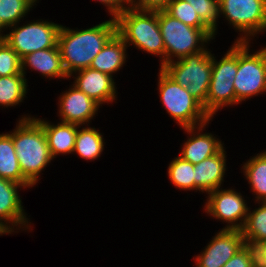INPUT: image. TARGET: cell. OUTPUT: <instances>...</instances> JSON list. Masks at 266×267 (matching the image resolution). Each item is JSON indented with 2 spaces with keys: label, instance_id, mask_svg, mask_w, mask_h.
Instances as JSON below:
<instances>
[{
  "label": "cell",
  "instance_id": "1",
  "mask_svg": "<svg viewBox=\"0 0 266 267\" xmlns=\"http://www.w3.org/2000/svg\"><path fill=\"white\" fill-rule=\"evenodd\" d=\"M115 33V18L82 30L61 25L57 46L68 76L90 67L94 57Z\"/></svg>",
  "mask_w": 266,
  "mask_h": 267
},
{
  "label": "cell",
  "instance_id": "2",
  "mask_svg": "<svg viewBox=\"0 0 266 267\" xmlns=\"http://www.w3.org/2000/svg\"><path fill=\"white\" fill-rule=\"evenodd\" d=\"M24 178L34 187L40 174L53 161L42 125L32 115H22L8 133Z\"/></svg>",
  "mask_w": 266,
  "mask_h": 267
},
{
  "label": "cell",
  "instance_id": "3",
  "mask_svg": "<svg viewBox=\"0 0 266 267\" xmlns=\"http://www.w3.org/2000/svg\"><path fill=\"white\" fill-rule=\"evenodd\" d=\"M116 33L125 44L160 57L165 65V46L158 22V11H144L127 7L116 18Z\"/></svg>",
  "mask_w": 266,
  "mask_h": 267
},
{
  "label": "cell",
  "instance_id": "4",
  "mask_svg": "<svg viewBox=\"0 0 266 267\" xmlns=\"http://www.w3.org/2000/svg\"><path fill=\"white\" fill-rule=\"evenodd\" d=\"M158 92L160 101L168 115L180 126L196 127L213 121L205 112L203 105L193 97L187 88L172 79L159 68Z\"/></svg>",
  "mask_w": 266,
  "mask_h": 267
},
{
  "label": "cell",
  "instance_id": "5",
  "mask_svg": "<svg viewBox=\"0 0 266 267\" xmlns=\"http://www.w3.org/2000/svg\"><path fill=\"white\" fill-rule=\"evenodd\" d=\"M158 22L165 46V64L200 52L215 39L208 28L186 25L165 10L158 11Z\"/></svg>",
  "mask_w": 266,
  "mask_h": 267
},
{
  "label": "cell",
  "instance_id": "6",
  "mask_svg": "<svg viewBox=\"0 0 266 267\" xmlns=\"http://www.w3.org/2000/svg\"><path fill=\"white\" fill-rule=\"evenodd\" d=\"M204 50L165 64L162 69L178 84L187 88L206 112V98L212 76V51Z\"/></svg>",
  "mask_w": 266,
  "mask_h": 267
},
{
  "label": "cell",
  "instance_id": "7",
  "mask_svg": "<svg viewBox=\"0 0 266 267\" xmlns=\"http://www.w3.org/2000/svg\"><path fill=\"white\" fill-rule=\"evenodd\" d=\"M212 54V76L206 98V113L213 119L224 107L236 106L234 79L238 70V42L217 61Z\"/></svg>",
  "mask_w": 266,
  "mask_h": 267
},
{
  "label": "cell",
  "instance_id": "8",
  "mask_svg": "<svg viewBox=\"0 0 266 267\" xmlns=\"http://www.w3.org/2000/svg\"><path fill=\"white\" fill-rule=\"evenodd\" d=\"M252 42H238V70L234 79L236 104L266 93V46L250 53Z\"/></svg>",
  "mask_w": 266,
  "mask_h": 267
},
{
  "label": "cell",
  "instance_id": "9",
  "mask_svg": "<svg viewBox=\"0 0 266 267\" xmlns=\"http://www.w3.org/2000/svg\"><path fill=\"white\" fill-rule=\"evenodd\" d=\"M220 15L239 32L235 42H250L266 32V0H219Z\"/></svg>",
  "mask_w": 266,
  "mask_h": 267
},
{
  "label": "cell",
  "instance_id": "10",
  "mask_svg": "<svg viewBox=\"0 0 266 267\" xmlns=\"http://www.w3.org/2000/svg\"><path fill=\"white\" fill-rule=\"evenodd\" d=\"M24 22L23 25H20L19 22L7 28L9 32L5 34L3 39L20 58L29 53L53 48L57 45L61 24L43 19Z\"/></svg>",
  "mask_w": 266,
  "mask_h": 267
},
{
  "label": "cell",
  "instance_id": "11",
  "mask_svg": "<svg viewBox=\"0 0 266 267\" xmlns=\"http://www.w3.org/2000/svg\"><path fill=\"white\" fill-rule=\"evenodd\" d=\"M204 211L211 218L227 223L222 229L242 230L249 206L241 192L234 188H218L206 194Z\"/></svg>",
  "mask_w": 266,
  "mask_h": 267
},
{
  "label": "cell",
  "instance_id": "12",
  "mask_svg": "<svg viewBox=\"0 0 266 267\" xmlns=\"http://www.w3.org/2000/svg\"><path fill=\"white\" fill-rule=\"evenodd\" d=\"M244 245L242 231L220 229L193 261L196 267H222Z\"/></svg>",
  "mask_w": 266,
  "mask_h": 267
},
{
  "label": "cell",
  "instance_id": "13",
  "mask_svg": "<svg viewBox=\"0 0 266 267\" xmlns=\"http://www.w3.org/2000/svg\"><path fill=\"white\" fill-rule=\"evenodd\" d=\"M19 188L25 189L22 184L0 177V223L11 233H18L21 229L33 230L23 208Z\"/></svg>",
  "mask_w": 266,
  "mask_h": 267
},
{
  "label": "cell",
  "instance_id": "14",
  "mask_svg": "<svg viewBox=\"0 0 266 267\" xmlns=\"http://www.w3.org/2000/svg\"><path fill=\"white\" fill-rule=\"evenodd\" d=\"M70 86L58 98L59 120L79 126L90 125L101 106L73 84Z\"/></svg>",
  "mask_w": 266,
  "mask_h": 267
},
{
  "label": "cell",
  "instance_id": "15",
  "mask_svg": "<svg viewBox=\"0 0 266 267\" xmlns=\"http://www.w3.org/2000/svg\"><path fill=\"white\" fill-rule=\"evenodd\" d=\"M71 77L74 79L72 84L100 106L105 103L111 104L118 98L117 84L110 75L88 67L74 72L70 75V79Z\"/></svg>",
  "mask_w": 266,
  "mask_h": 267
},
{
  "label": "cell",
  "instance_id": "16",
  "mask_svg": "<svg viewBox=\"0 0 266 267\" xmlns=\"http://www.w3.org/2000/svg\"><path fill=\"white\" fill-rule=\"evenodd\" d=\"M209 124L207 122L196 127L181 128L190 137L187 136V140L181 145L179 156L193 165L217 154L224 147V143L214 134L203 132Z\"/></svg>",
  "mask_w": 266,
  "mask_h": 267
},
{
  "label": "cell",
  "instance_id": "17",
  "mask_svg": "<svg viewBox=\"0 0 266 267\" xmlns=\"http://www.w3.org/2000/svg\"><path fill=\"white\" fill-rule=\"evenodd\" d=\"M225 150V147H223L217 154L194 165L195 192L199 191L207 194L223 186L225 171H227V153Z\"/></svg>",
  "mask_w": 266,
  "mask_h": 267
},
{
  "label": "cell",
  "instance_id": "18",
  "mask_svg": "<svg viewBox=\"0 0 266 267\" xmlns=\"http://www.w3.org/2000/svg\"><path fill=\"white\" fill-rule=\"evenodd\" d=\"M27 68L39 72L45 78L69 79L58 46L38 50L21 58V70L26 77Z\"/></svg>",
  "mask_w": 266,
  "mask_h": 267
},
{
  "label": "cell",
  "instance_id": "19",
  "mask_svg": "<svg viewBox=\"0 0 266 267\" xmlns=\"http://www.w3.org/2000/svg\"><path fill=\"white\" fill-rule=\"evenodd\" d=\"M43 127L44 133L46 135L48 147L52 158H57L56 156L72 154L76 135L78 131V125L57 122L54 124L51 121H46V119H41L34 117ZM50 122V123H49Z\"/></svg>",
  "mask_w": 266,
  "mask_h": 267
},
{
  "label": "cell",
  "instance_id": "20",
  "mask_svg": "<svg viewBox=\"0 0 266 267\" xmlns=\"http://www.w3.org/2000/svg\"><path fill=\"white\" fill-rule=\"evenodd\" d=\"M127 49L123 39L115 33L94 57L90 68L115 77L113 75L120 71L127 61Z\"/></svg>",
  "mask_w": 266,
  "mask_h": 267
},
{
  "label": "cell",
  "instance_id": "21",
  "mask_svg": "<svg viewBox=\"0 0 266 267\" xmlns=\"http://www.w3.org/2000/svg\"><path fill=\"white\" fill-rule=\"evenodd\" d=\"M254 195V203L266 202V150L254 155L241 168Z\"/></svg>",
  "mask_w": 266,
  "mask_h": 267
},
{
  "label": "cell",
  "instance_id": "22",
  "mask_svg": "<svg viewBox=\"0 0 266 267\" xmlns=\"http://www.w3.org/2000/svg\"><path fill=\"white\" fill-rule=\"evenodd\" d=\"M0 177L22 184L25 188L33 186L24 178L8 132L0 134Z\"/></svg>",
  "mask_w": 266,
  "mask_h": 267
},
{
  "label": "cell",
  "instance_id": "23",
  "mask_svg": "<svg viewBox=\"0 0 266 267\" xmlns=\"http://www.w3.org/2000/svg\"><path fill=\"white\" fill-rule=\"evenodd\" d=\"M103 134L95 127H82L78 125L76 141L72 154L79 155L80 158L95 161L103 154L105 143Z\"/></svg>",
  "mask_w": 266,
  "mask_h": 267
},
{
  "label": "cell",
  "instance_id": "24",
  "mask_svg": "<svg viewBox=\"0 0 266 267\" xmlns=\"http://www.w3.org/2000/svg\"><path fill=\"white\" fill-rule=\"evenodd\" d=\"M28 82L24 74L0 76V106H20L27 95Z\"/></svg>",
  "mask_w": 266,
  "mask_h": 267
},
{
  "label": "cell",
  "instance_id": "25",
  "mask_svg": "<svg viewBox=\"0 0 266 267\" xmlns=\"http://www.w3.org/2000/svg\"><path fill=\"white\" fill-rule=\"evenodd\" d=\"M259 207H249L242 234L245 244L253 246L266 241V202H255Z\"/></svg>",
  "mask_w": 266,
  "mask_h": 267
},
{
  "label": "cell",
  "instance_id": "26",
  "mask_svg": "<svg viewBox=\"0 0 266 267\" xmlns=\"http://www.w3.org/2000/svg\"><path fill=\"white\" fill-rule=\"evenodd\" d=\"M37 2L39 0H0V22L6 28L22 22Z\"/></svg>",
  "mask_w": 266,
  "mask_h": 267
},
{
  "label": "cell",
  "instance_id": "27",
  "mask_svg": "<svg viewBox=\"0 0 266 267\" xmlns=\"http://www.w3.org/2000/svg\"><path fill=\"white\" fill-rule=\"evenodd\" d=\"M168 179L179 190H194V165L178 155L167 169Z\"/></svg>",
  "mask_w": 266,
  "mask_h": 267
},
{
  "label": "cell",
  "instance_id": "28",
  "mask_svg": "<svg viewBox=\"0 0 266 267\" xmlns=\"http://www.w3.org/2000/svg\"><path fill=\"white\" fill-rule=\"evenodd\" d=\"M196 11L203 24L215 35L218 33L220 15L219 0H184Z\"/></svg>",
  "mask_w": 266,
  "mask_h": 267
},
{
  "label": "cell",
  "instance_id": "29",
  "mask_svg": "<svg viewBox=\"0 0 266 267\" xmlns=\"http://www.w3.org/2000/svg\"><path fill=\"white\" fill-rule=\"evenodd\" d=\"M165 11L182 23L194 28H207L192 6L184 0H172Z\"/></svg>",
  "mask_w": 266,
  "mask_h": 267
},
{
  "label": "cell",
  "instance_id": "30",
  "mask_svg": "<svg viewBox=\"0 0 266 267\" xmlns=\"http://www.w3.org/2000/svg\"><path fill=\"white\" fill-rule=\"evenodd\" d=\"M17 74H23L21 58L4 40H0V76Z\"/></svg>",
  "mask_w": 266,
  "mask_h": 267
},
{
  "label": "cell",
  "instance_id": "31",
  "mask_svg": "<svg viewBox=\"0 0 266 267\" xmlns=\"http://www.w3.org/2000/svg\"><path fill=\"white\" fill-rule=\"evenodd\" d=\"M222 267H256L253 247L245 244Z\"/></svg>",
  "mask_w": 266,
  "mask_h": 267
},
{
  "label": "cell",
  "instance_id": "32",
  "mask_svg": "<svg viewBox=\"0 0 266 267\" xmlns=\"http://www.w3.org/2000/svg\"><path fill=\"white\" fill-rule=\"evenodd\" d=\"M172 0H129V7L144 11L165 10Z\"/></svg>",
  "mask_w": 266,
  "mask_h": 267
},
{
  "label": "cell",
  "instance_id": "33",
  "mask_svg": "<svg viewBox=\"0 0 266 267\" xmlns=\"http://www.w3.org/2000/svg\"><path fill=\"white\" fill-rule=\"evenodd\" d=\"M106 7L111 18H116L129 6V0H94Z\"/></svg>",
  "mask_w": 266,
  "mask_h": 267
},
{
  "label": "cell",
  "instance_id": "34",
  "mask_svg": "<svg viewBox=\"0 0 266 267\" xmlns=\"http://www.w3.org/2000/svg\"><path fill=\"white\" fill-rule=\"evenodd\" d=\"M252 247L255 253L256 267H266V241Z\"/></svg>",
  "mask_w": 266,
  "mask_h": 267
},
{
  "label": "cell",
  "instance_id": "35",
  "mask_svg": "<svg viewBox=\"0 0 266 267\" xmlns=\"http://www.w3.org/2000/svg\"><path fill=\"white\" fill-rule=\"evenodd\" d=\"M12 234L5 226L0 223V236Z\"/></svg>",
  "mask_w": 266,
  "mask_h": 267
},
{
  "label": "cell",
  "instance_id": "36",
  "mask_svg": "<svg viewBox=\"0 0 266 267\" xmlns=\"http://www.w3.org/2000/svg\"><path fill=\"white\" fill-rule=\"evenodd\" d=\"M5 30H7V28L0 22V40L4 39L5 33L3 34V32H5Z\"/></svg>",
  "mask_w": 266,
  "mask_h": 267
}]
</instances>
